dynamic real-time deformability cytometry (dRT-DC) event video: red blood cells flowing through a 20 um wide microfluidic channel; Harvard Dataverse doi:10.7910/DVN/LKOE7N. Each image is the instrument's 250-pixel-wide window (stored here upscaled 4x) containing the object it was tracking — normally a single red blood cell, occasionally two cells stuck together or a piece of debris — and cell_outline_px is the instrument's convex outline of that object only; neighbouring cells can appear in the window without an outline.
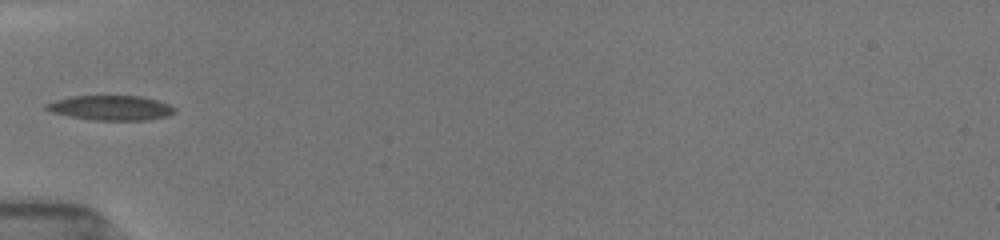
{"species": "common noctule bat (a hibernating species)", "species_latin": "Nyctalus noctula", "temperature_condition": "room temperature", "stored_images_in_passage": 12, "camera_frame_rate_fps": 3000, "um_per_image_px": 0.085, "animal": {"sex": "female", "body_mass_g": 19.5, "forearm_length_mm": 54.1}, "frame": {"image": 1, "passage_image": 1, "time_ms": 0.0, "image_size_px": [1000, 240], "cell_outline_px": [[176, 112], [168, 116], [144, 120], [96, 120], [68, 116], [52, 112], [44, 108], [44, 104], [56, 100], [72, 96], [140, 96], [156, 100], [168, 104], [176, 108]], "centroid_in_image_um": [9.42, 9.17], "position_along_channel_um": 75.6, "area_um2": 18.44}}